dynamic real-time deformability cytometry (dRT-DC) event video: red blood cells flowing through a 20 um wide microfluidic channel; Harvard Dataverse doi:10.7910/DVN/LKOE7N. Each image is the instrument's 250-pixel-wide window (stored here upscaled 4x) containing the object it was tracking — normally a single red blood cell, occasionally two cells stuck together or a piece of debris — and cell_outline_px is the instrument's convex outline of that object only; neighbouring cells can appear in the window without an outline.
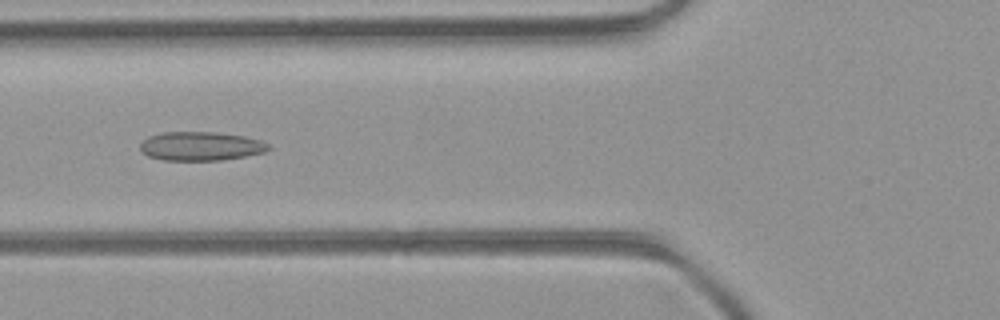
{"species": "common noctule bat (a hibernating species)", "species_latin": "Nyctalus noctula", "temperature_condition": "room temperature", "stored_images_in_passage": 9, "camera_frame_rate_fps": 3000, "um_per_image_px": 0.085, "animal": {"sex": "female", "body_mass_g": 21.9}, "frame": {"image": 1, "passage_image": 6, "time_ms": 1.667, "image_size_px": [1000, 320], "cell_outline_px": [[272, 148], [264, 152], [244, 156], [220, 160], [164, 160], [148, 156], [140, 152], [140, 144], [148, 136], [160, 132], [212, 132], [244, 136], [260, 140], [268, 144]], "centroid_in_image_um": [17.03, 12.42], "position_along_channel_um": 108.8, "area_um2": 21.56}}